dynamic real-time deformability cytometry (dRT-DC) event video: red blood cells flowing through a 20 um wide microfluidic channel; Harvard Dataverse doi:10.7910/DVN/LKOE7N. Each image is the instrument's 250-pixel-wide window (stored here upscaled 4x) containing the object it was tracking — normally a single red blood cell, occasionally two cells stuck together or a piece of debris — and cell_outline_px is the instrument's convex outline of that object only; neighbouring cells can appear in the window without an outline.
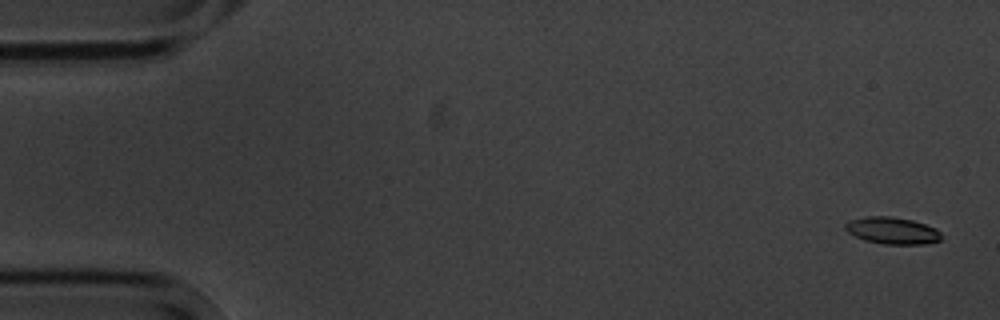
{"species": "common noctule bat (a hibernating species)", "species_latin": "Nyctalus noctula", "temperature_condition": "cold", "stored_images_in_passage": 5, "camera_frame_rate_fps": 3000, "um_per_image_px": 0.085, "animal": {"sex": "male", "body_mass_g": 20.1, "forearm_length_mm": 53.5}, "frame": {"image": 1, "passage_image": 1, "time_ms": 0.0, "image_size_px": [1000, 320], "cell_outline_px": [[940, 240], [924, 244], [884, 244], [864, 240], [848, 232], [844, 228], [844, 224], [848, 220], [868, 216], [888, 216], [912, 220], [936, 228], [940, 232]], "centroid_in_image_um": [75.81, 19.59], "position_along_channel_um": 9.2, "area_um2": 14.97}}